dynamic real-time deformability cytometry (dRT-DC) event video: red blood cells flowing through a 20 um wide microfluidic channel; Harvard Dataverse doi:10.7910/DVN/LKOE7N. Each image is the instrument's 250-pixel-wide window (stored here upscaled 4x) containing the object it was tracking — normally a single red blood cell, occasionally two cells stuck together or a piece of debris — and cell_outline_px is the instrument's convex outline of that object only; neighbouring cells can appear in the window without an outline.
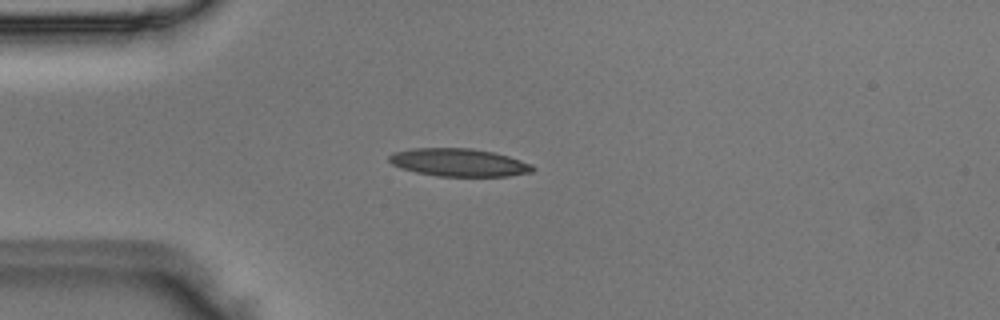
{"species": "Egyptian fruit bat (a non-hibernating species)", "species_latin": "Rousettus aegyptiacus", "temperature_condition": "room temperature", "stored_images_in_passage": 4, "camera_frame_rate_fps": 3000, "um_per_image_px": 0.085, "animal": {"sex": "male"}, "frame": {"image": 1, "passage_image": 3, "time_ms": 0.667, "image_size_px": [1000, 320], "cell_outline_px": [[536, 168], [532, 172], [508, 176], [436, 176], [416, 172], [400, 168], [392, 164], [388, 160], [388, 156], [392, 152], [412, 148], [472, 148], [496, 152], [532, 164]], "centroid_in_image_um": [38.99, 13.8], "position_along_channel_um": 46.0, "area_um2": 23.52}}